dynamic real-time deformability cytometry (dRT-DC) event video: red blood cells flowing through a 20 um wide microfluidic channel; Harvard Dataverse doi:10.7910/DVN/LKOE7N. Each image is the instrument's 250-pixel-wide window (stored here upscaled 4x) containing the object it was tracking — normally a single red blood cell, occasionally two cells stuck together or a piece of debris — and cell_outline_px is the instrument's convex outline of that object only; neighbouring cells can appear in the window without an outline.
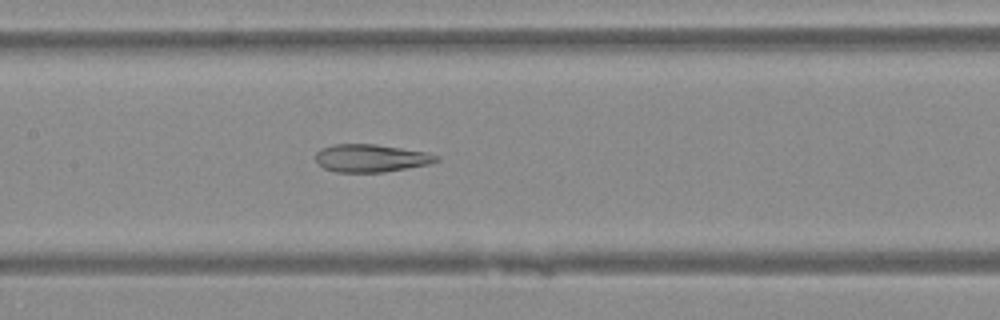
{"species": "Egyptian fruit bat (a non-hibernating species)", "species_latin": "Rousettus aegyptiacus", "temperature_condition": "warm", "stored_images_in_passage": 49, "camera_frame_rate_fps": 3000, "um_per_image_px": 0.085, "animal": {"sex": "female"}, "frame": {"image": 1, "passage_image": 24, "time_ms": 7.667, "image_size_px": [1000, 320], "cell_outline_px": [[440, 160], [428, 164], [384, 172], [336, 172], [324, 168], [316, 160], [316, 152], [320, 148], [336, 144], [376, 144], [424, 152], [440, 156]], "centroid_in_image_um": [31.52, 13.44], "position_along_channel_um": 175.9, "area_um2": 19.36}}
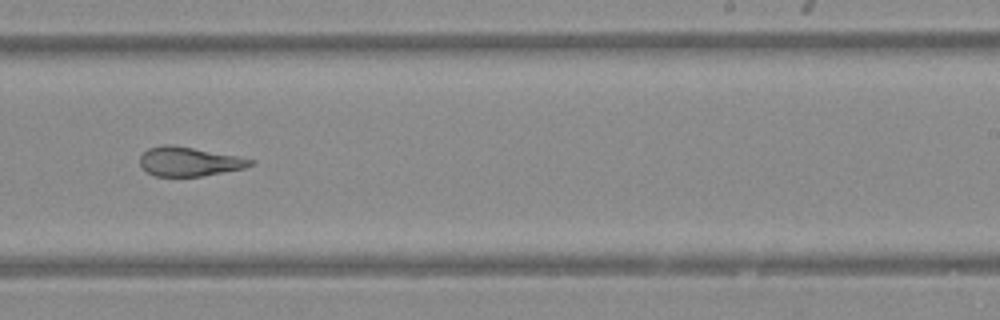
{"frame": {"image": 2, "passage_image": 31, "time_ms": 10.0, "image_size_px": [1000, 320], "cell_outline_px": [[256, 160], [252, 164], [244, 168], [204, 176], [156, 176], [148, 172], [140, 164], [140, 156], [148, 148], [164, 144], [172, 144], [240, 156]], "centroid_in_image_um": [16.1, 13.72], "position_along_channel_um": 272.9, "area_um2": 18.84}}
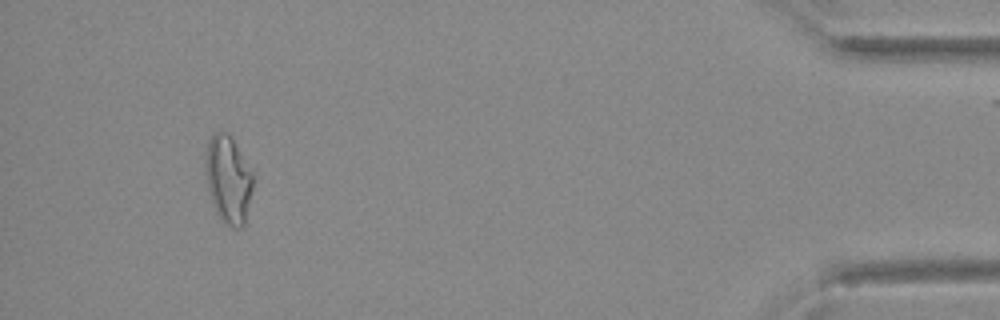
{"frame": {"image": 3, "passage_image": 46, "time_ms": 15.0, "image_size_px": [1000, 320], "cell_outline_px": [[252, 188], [244, 224], [240, 228], [232, 228], [220, 220], [216, 212], [208, 188], [208, 140], [212, 132], [228, 132], [232, 136], [252, 172]], "centroid_in_image_um": [19.43, 15.25], "position_along_channel_um": 415.8, "area_um2": 23.52}}